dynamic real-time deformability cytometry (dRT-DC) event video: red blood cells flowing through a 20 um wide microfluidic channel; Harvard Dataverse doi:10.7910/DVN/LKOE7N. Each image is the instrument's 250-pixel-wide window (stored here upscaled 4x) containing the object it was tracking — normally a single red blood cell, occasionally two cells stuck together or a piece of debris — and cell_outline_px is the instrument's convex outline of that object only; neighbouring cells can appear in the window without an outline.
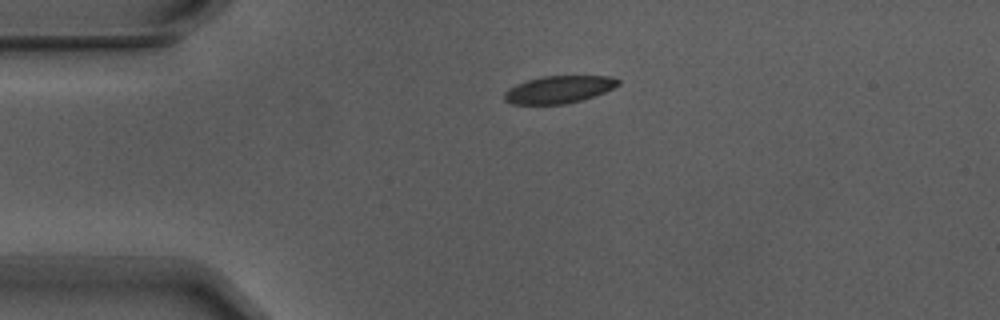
{"species": "Egyptian fruit bat (a non-hibernating species)", "species_latin": "Rousettus aegyptiacus", "temperature_condition": "warm", "stored_images_in_passage": 6, "camera_frame_rate_fps": 3000, "um_per_image_px": 0.085, "animal": {"sex": "male"}, "frame": {"image": 1, "passage_image": 6, "time_ms": 1.667, "image_size_px": [1000, 320], "cell_outline_px": [[620, 84], [596, 96], [564, 104], [512, 104], [504, 100], [504, 92], [508, 88], [516, 84], [528, 80], [544, 76], [612, 76], [620, 80]], "centroid_in_image_um": [47.5, 7.6], "position_along_channel_um": 37.5, "area_um2": 18.15}}